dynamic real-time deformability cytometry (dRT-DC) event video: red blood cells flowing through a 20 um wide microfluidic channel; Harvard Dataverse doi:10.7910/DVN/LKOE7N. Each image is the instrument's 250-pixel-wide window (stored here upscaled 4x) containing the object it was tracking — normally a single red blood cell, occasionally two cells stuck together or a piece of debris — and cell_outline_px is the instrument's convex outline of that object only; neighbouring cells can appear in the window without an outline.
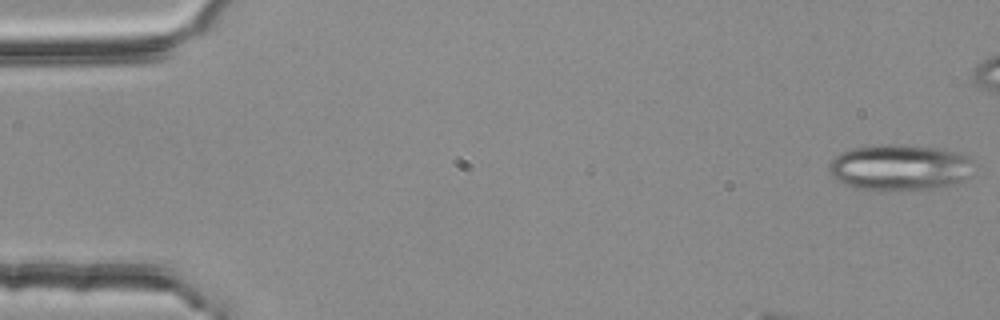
{"species": "common noctule bat (a hibernating species)", "species_latin": "Nyctalus noctula", "temperature_condition": "room temperature", "stored_images_in_passage": 49, "camera_frame_rate_fps": 3000, "um_per_image_px": 0.085, "animal": {"sex": "female", "body_mass_g": 25.1}, "frame": {"image": 1, "passage_image": 1, "time_ms": 0.0, "image_size_px": [1000, 320], "cell_outline_px": [[980, 164], [976, 176], [964, 180], [936, 188], [884, 192], [876, 192], [852, 188], [836, 180], [828, 172], [828, 168], [832, 160], [836, 156], [852, 148], [872, 144], [904, 144], [936, 148], [952, 152], [964, 156]], "centroid_in_image_um": [76.52, 14.26], "position_along_channel_um": 8.5, "area_um2": 40.23}}